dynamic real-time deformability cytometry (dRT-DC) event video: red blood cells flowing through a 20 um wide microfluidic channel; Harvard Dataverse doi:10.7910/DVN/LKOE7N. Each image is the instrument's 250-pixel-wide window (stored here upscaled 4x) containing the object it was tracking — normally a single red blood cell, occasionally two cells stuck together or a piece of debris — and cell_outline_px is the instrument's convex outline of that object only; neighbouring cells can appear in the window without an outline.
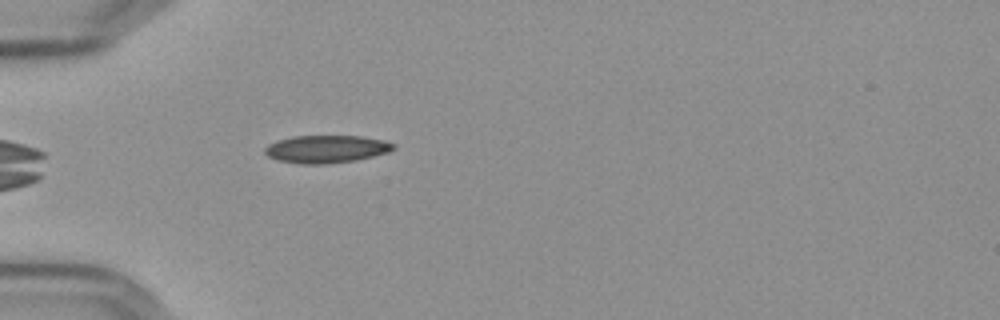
{"species": "Egyptian fruit bat (a non-hibernating species)", "species_latin": "Rousettus aegyptiacus", "temperature_condition": "cold", "stored_images_in_passage": 40, "camera_frame_rate_fps": 3000, "um_per_image_px": 0.085, "frame": {"image": 1, "passage_image": 1, "time_ms": 0.0, "image_size_px": [1000, 320], "cell_outline_px": [[396, 148], [388, 152], [356, 160], [324, 164], [300, 164], [280, 160], [268, 156], [264, 152], [264, 148], [268, 144], [276, 140], [292, 136], [360, 136], [384, 140], [396, 144]], "centroid_in_image_um": [27.73, 12.66], "position_along_channel_um": 57.3, "area_um2": 20.75}}
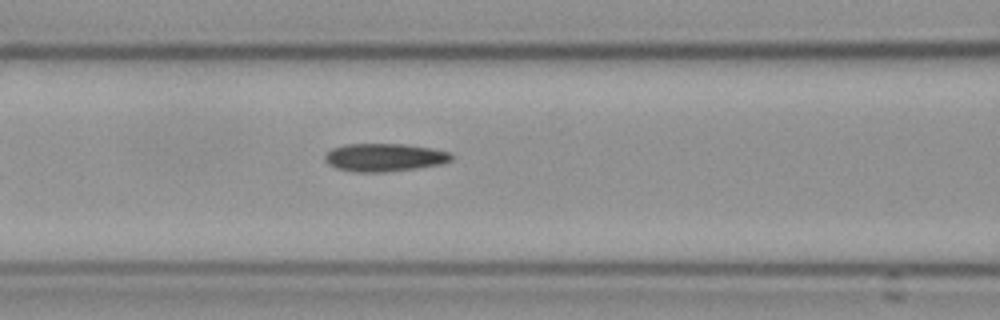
{"frame": {"image": 2, "passage_image": 8, "time_ms": 2.333, "image_size_px": [1000, 320], "cell_outline_px": [[452, 160], [440, 164], [416, 168], [384, 172], [356, 172], [336, 168], [328, 164], [324, 160], [324, 156], [332, 148], [344, 144], [404, 144], [432, 148], [452, 152]], "centroid_in_image_um": [32.67, 13.37], "position_along_channel_um": 133.9, "area_um2": 20.69}}
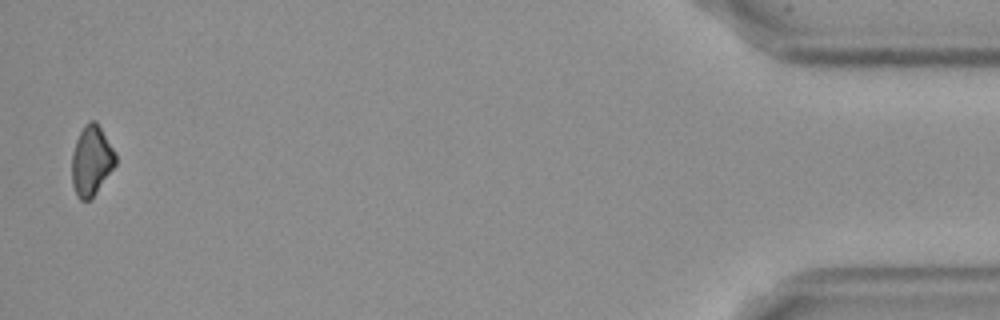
{"frame": {"image": 3, "passage_image": 39, "time_ms": 12.667, "image_size_px": [1000, 320], "cell_outline_px": [[116, 164], [96, 192], [88, 200], [80, 200], [72, 184], [72, 152], [76, 140], [84, 124], [88, 120], [96, 120], [116, 152]], "centroid_in_image_um": [7.77, 13.6], "position_along_channel_um": 427.4, "area_um2": 17.74}, "authors_computed_cell_mechanics": {"area_um2": 20.2589, "velocity_mm_per_s": 3.6267, "shape_relaxation_time_tau1_ms": 6.5377, "shape_relaxation_time_tau2_ms": null, "deformation_change_tau1": 0.1372, "deformation_change_tau2": null}}